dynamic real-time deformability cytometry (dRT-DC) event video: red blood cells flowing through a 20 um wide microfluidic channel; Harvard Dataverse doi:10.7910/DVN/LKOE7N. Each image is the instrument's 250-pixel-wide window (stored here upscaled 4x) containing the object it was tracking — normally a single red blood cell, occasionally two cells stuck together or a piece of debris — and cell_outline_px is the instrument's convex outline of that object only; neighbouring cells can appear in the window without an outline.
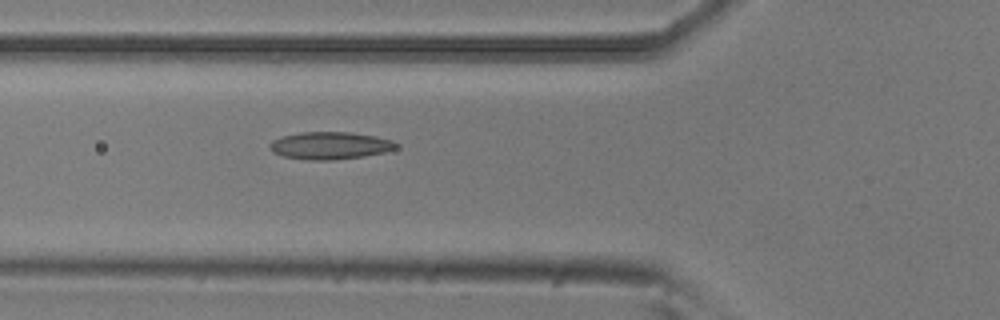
{"species": "common noctule bat (a hibernating species)", "species_latin": "Nyctalus noctula", "temperature_condition": "room temperature", "stored_images_in_passage": 5, "camera_frame_rate_fps": 3000, "um_per_image_px": 0.085, "animal": {"sex": "male", "body_mass_g": 20.5, "forearm_length_mm": 52.5}, "frame": {"image": 1, "passage_image": 5, "time_ms": 1.333, "image_size_px": [1000, 320], "cell_outline_px": [[400, 144], [396, 148], [384, 152], [364, 156], [336, 160], [308, 160], [284, 156], [272, 152], [268, 148], [268, 144], [272, 140], [284, 136], [300, 132], [348, 132], [376, 136], [392, 140]], "centroid_in_image_um": [28.04, 12.37], "position_along_channel_um": 97.8, "area_um2": 20.29}}